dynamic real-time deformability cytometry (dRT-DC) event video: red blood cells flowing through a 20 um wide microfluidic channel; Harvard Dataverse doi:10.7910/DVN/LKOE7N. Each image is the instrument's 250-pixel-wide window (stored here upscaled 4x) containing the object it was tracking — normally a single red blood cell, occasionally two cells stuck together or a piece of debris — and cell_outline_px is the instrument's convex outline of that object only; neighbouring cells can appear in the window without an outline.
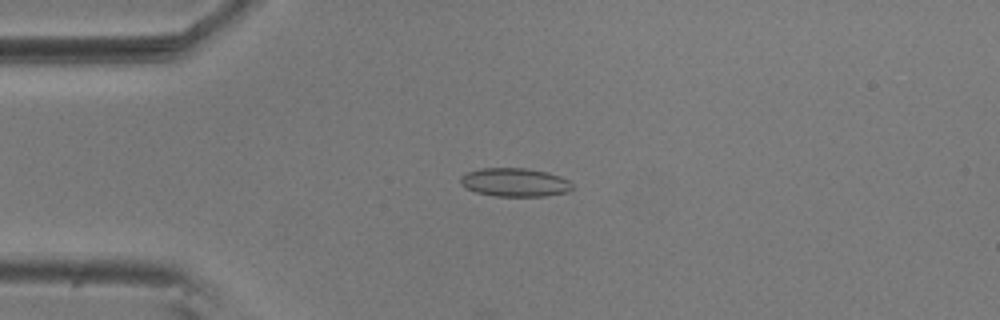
{"species": "common noctule bat (a hibernating species)", "species_latin": "Nyctalus noctula", "temperature_condition": "room temperature", "stored_images_in_passage": 17, "camera_frame_rate_fps": 3000, "um_per_image_px": 0.085, "animal": {"sex": "male", "body_mass_g": 20.5, "forearm_length_mm": 52.5}, "frame": {"image": 1, "passage_image": 4, "time_ms": 1.0, "image_size_px": [1000, 320], "cell_outline_px": [[572, 188], [568, 192], [544, 196], [496, 196], [476, 192], [460, 184], [460, 176], [468, 172], [480, 168], [524, 168], [548, 172], [560, 176], [568, 180], [572, 184]], "centroid_in_image_um": [43.76, 15.49], "position_along_channel_um": 41.2, "area_um2": 18.55}}
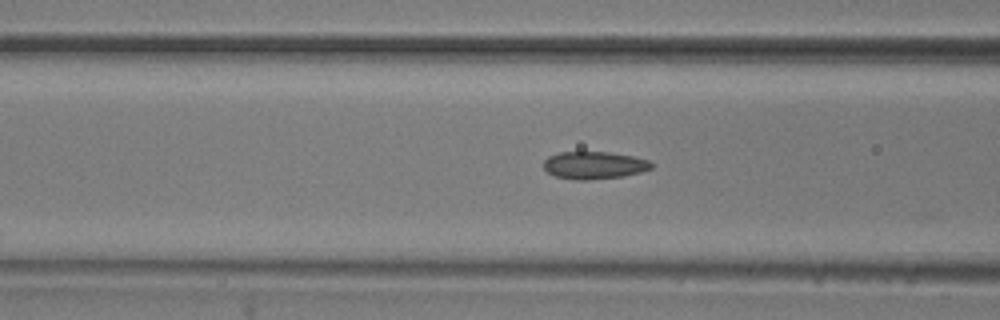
{"frame": {"image": 2, "passage_image": 12, "time_ms": 3.667, "image_size_px": [1000, 320], "cell_outline_px": [[652, 168], [640, 172], [624, 176], [588, 180], [576, 180], [556, 176], [548, 172], [544, 168], [544, 160], [548, 156], [560, 152], [608, 152], [632, 156], [648, 160], [652, 164]], "centroid_in_image_um": [50.49, 14.04], "position_along_channel_um": 116.1, "area_um2": 17.17}}
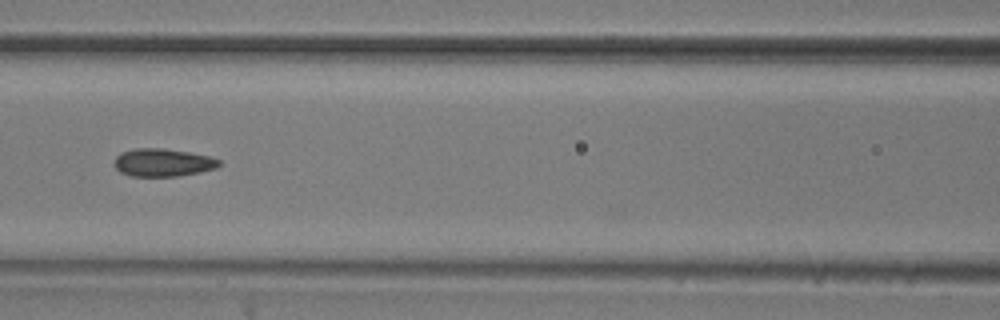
{"frame": {"image": 3, "passage_image": 15, "time_ms": 4.667, "image_size_px": [1000, 320], "cell_outline_px": [[220, 164], [216, 168], [200, 172], [180, 176], [132, 176], [120, 172], [112, 164], [116, 156], [120, 152], [136, 148], [164, 148], [188, 152], [208, 156], [220, 160]], "centroid_in_image_um": [13.8, 13.81], "position_along_channel_um": 152.8, "area_um2": 17.11}}